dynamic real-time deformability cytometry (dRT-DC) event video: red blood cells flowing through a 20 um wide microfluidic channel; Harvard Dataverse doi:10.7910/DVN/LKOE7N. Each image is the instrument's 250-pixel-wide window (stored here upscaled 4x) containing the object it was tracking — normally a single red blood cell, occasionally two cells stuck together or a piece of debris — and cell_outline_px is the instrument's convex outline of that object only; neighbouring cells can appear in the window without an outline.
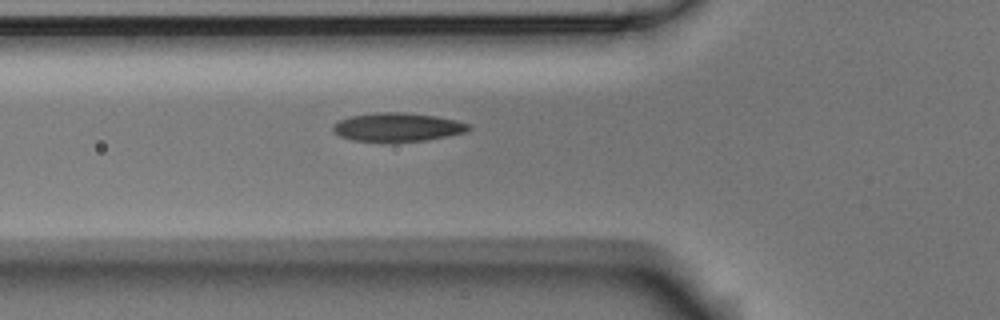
{"species": "Egyptian fruit bat (a non-hibernating species)", "species_latin": "Rousettus aegyptiacus", "temperature_condition": "room temperature", "stored_images_in_passage": 5, "camera_frame_rate_fps": 3000, "um_per_image_px": 0.085, "animal": {"sex": "male"}, "frame": {"image": 1, "passage_image": 5, "time_ms": 1.333, "image_size_px": [1000, 320], "cell_outline_px": [[472, 128], [468, 132], [428, 140], [352, 140], [340, 136], [332, 128], [340, 120], [352, 116], [372, 112], [404, 112], [436, 116], [456, 120], [472, 124]], "centroid_in_image_um": [33.89, 10.78], "position_along_channel_um": 91.9, "area_um2": 22.25}}